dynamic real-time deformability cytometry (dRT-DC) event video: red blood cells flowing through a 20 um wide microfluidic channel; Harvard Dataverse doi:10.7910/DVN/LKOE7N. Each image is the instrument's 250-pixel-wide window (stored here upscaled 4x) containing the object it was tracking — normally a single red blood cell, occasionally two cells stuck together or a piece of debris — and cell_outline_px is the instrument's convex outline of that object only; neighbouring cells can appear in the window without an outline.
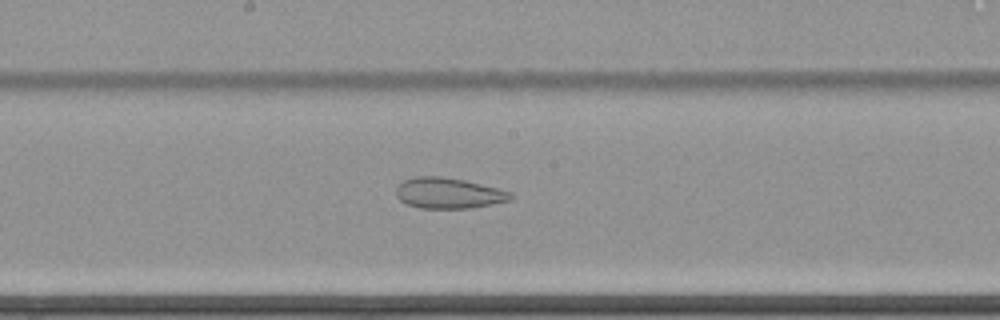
{"species": "common noctule bat (a hibernating species)", "species_latin": "Nyctalus noctula", "temperature_condition": "cold", "stored_images_in_passage": 43, "camera_frame_rate_fps": 3000, "um_per_image_px": 0.085, "animal": {"sex": "female", "body_mass_g": 22.7, "forearm_length_mm": 54.2}, "frame": {"image": 1, "passage_image": 16, "time_ms": 5.0, "image_size_px": [1000, 320], "cell_outline_px": [[512, 200], [472, 208], [420, 208], [404, 204], [396, 196], [396, 188], [404, 180], [416, 176], [440, 176], [464, 180], [512, 192]], "centroid_in_image_um": [38.1, 16.42], "position_along_channel_um": 210.1, "area_um2": 20.52}}
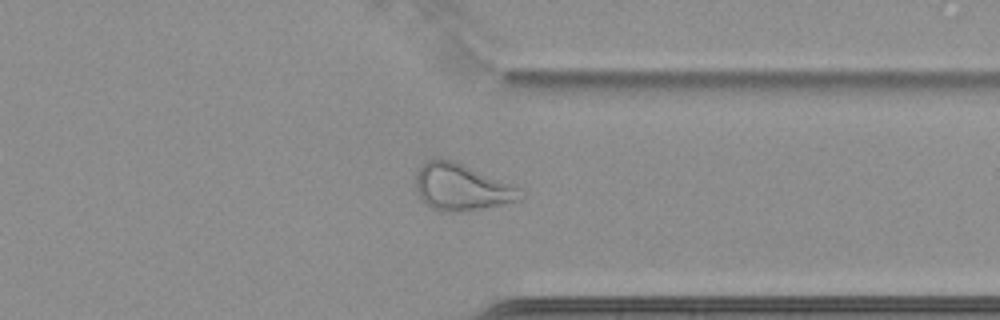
{"frame": {"image": 2, "passage_image": 30, "time_ms": 9.667, "image_size_px": [1000, 320], "cell_outline_px": [[524, 196], [516, 200], [484, 208], [444, 212], [440, 212], [424, 204], [420, 200], [416, 188], [416, 172], [428, 160], [452, 160], [520, 188]], "centroid_in_image_um": [39.18, 15.93], "position_along_channel_um": 372.2, "area_um2": 27.74}}
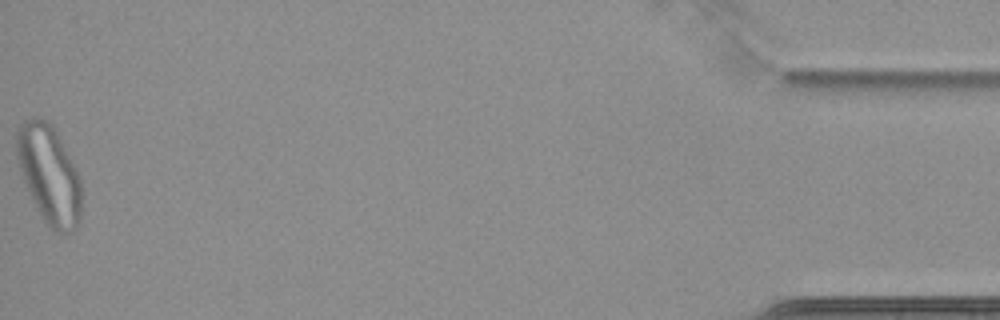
{"frame": {"image": 3, "passage_image": 43, "time_ms": 14.0, "image_size_px": [1000, 320], "cell_outline_px": [[80, 220], [72, 232], [56, 232], [40, 216], [36, 208], [24, 180], [16, 156], [16, 132], [20, 124], [24, 120], [32, 116], [44, 120], [52, 124], [80, 180]], "centroid_in_image_um": [4.14, 14.82], "position_along_channel_um": 431.1, "area_um2": 36.36}, "authors_computed_cell_mechanics": {"area_um2": 25.8944, "velocity_mm_per_s": 3.4721, "shape_relaxation_time_tau1_ms": null, "shape_relaxation_time_tau2_ms": 2.5208, "deformation_change_tau1": null, "deformation_change_tau2": 0.0965}}